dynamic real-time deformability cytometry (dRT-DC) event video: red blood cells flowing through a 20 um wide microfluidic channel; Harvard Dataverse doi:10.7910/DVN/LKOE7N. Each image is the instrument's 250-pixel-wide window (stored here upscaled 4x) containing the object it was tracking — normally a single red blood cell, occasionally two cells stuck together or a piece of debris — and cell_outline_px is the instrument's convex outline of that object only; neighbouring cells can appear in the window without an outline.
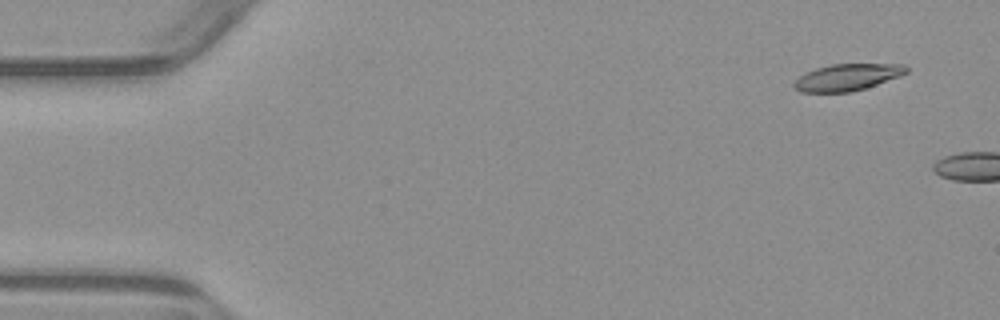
{"species": "common noctule bat (a hibernating species)", "species_latin": "Nyctalus noctula", "temperature_condition": "warm", "stored_images_in_passage": 2, "camera_frame_rate_fps": 3000, "um_per_image_px": 0.085, "animal": {"sex": "male", "body_mass_g": 23.1, "forearm_length_mm": 52.7}, "frame": {"image": 1, "passage_image": 1, "time_ms": 0.0, "image_size_px": [1000, 320], "cell_outline_px": [[908, 72], [900, 76], [852, 92], [800, 92], [792, 88], [792, 84], [800, 76], [816, 68], [832, 64], [904, 64], [908, 68]], "centroid_in_image_um": [72.0, 6.57], "position_along_channel_um": 13.0, "area_um2": 17.4}}